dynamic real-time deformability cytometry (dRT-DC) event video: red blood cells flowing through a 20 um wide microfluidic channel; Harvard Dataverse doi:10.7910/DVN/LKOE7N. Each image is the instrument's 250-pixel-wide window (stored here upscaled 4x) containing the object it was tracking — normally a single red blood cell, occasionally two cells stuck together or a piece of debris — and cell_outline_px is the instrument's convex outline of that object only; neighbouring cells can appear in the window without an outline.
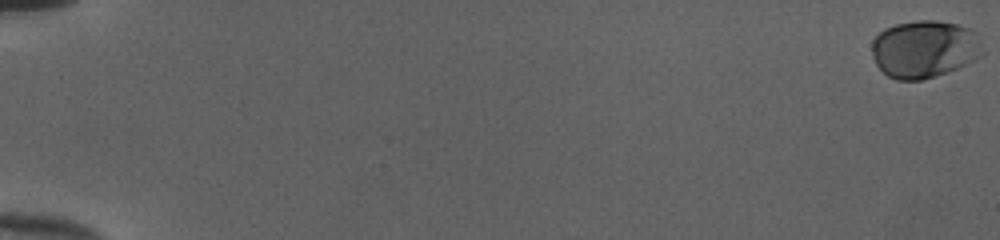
{"species": "human", "species_latin": "Homo sapiens", "temperature_condition": "cold", "stored_images_in_passage": 54, "camera_frame_rate_fps": 3000, "um_per_image_px": 0.085, "donor": {"sex": "female"}, "frame": {"image": 1, "passage_image": 1, "time_ms": 0.0, "image_size_px": [1000, 240], "cell_outline_px": [[976, 60], [936, 76], [920, 80], [896, 80], [888, 76], [876, 64], [872, 56], [872, 40], [884, 28], [896, 24], [916, 20], [936, 20], [956, 24], [968, 28], [976, 32]], "centroid_in_image_um": [78.47, 4.17], "position_along_channel_um": 6.5, "area_um2": 36.41}}
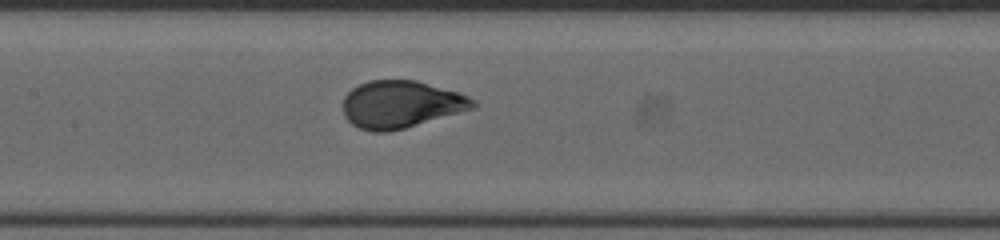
{"frame": {"image": 2, "passage_image": 29, "time_ms": 9.333, "image_size_px": [1000, 240], "cell_outline_px": [[476, 108], [404, 128], [388, 132], [372, 132], [360, 128], [352, 124], [344, 116], [344, 96], [352, 88], [368, 80], [416, 80], [460, 92], [476, 100]], "centroid_in_image_um": [34.1, 8.86], "position_along_channel_um": 173.3, "area_um2": 35.95}}
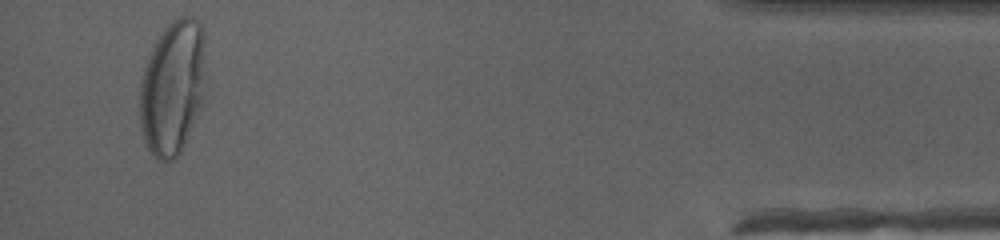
{"frame": {"image": 3, "passage_image": 52, "time_ms": 17.0, "image_size_px": [1000, 240], "cell_outline_px": [[204, 92], [200, 108], [180, 152], [172, 160], [160, 160], [152, 156], [144, 144], [140, 128], [140, 80], [144, 68], [164, 28], [172, 20], [180, 16], [192, 16], [200, 24], [204, 32]], "centroid_in_image_um": [14.66, 7.46], "position_along_channel_um": 420.5, "area_um2": 51.44}, "authors_computed_cell_mechanics": {"area_um2": 36.1828, "velocity_mm_per_s": 4.0026, "shape_relaxation_time_tau1_ms": 3.6517, "shape_relaxation_time_tau2_ms": null, "deformation_change_tau1": 0.1657, "deformation_change_tau2": null}}